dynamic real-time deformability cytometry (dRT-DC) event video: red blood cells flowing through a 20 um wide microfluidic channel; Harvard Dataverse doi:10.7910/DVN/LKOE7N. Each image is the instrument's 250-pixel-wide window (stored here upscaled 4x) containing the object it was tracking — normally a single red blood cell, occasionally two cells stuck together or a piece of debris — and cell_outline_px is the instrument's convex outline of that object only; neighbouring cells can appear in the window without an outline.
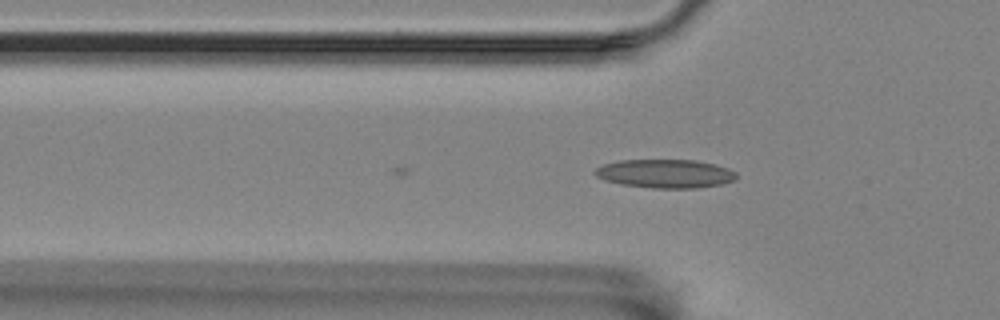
{"species": "Egyptian fruit bat (a non-hibernating species)", "species_latin": "Rousettus aegyptiacus", "temperature_condition": "room temperature", "stored_images_in_passage": 4, "camera_frame_rate_fps": 3000, "um_per_image_px": 0.085, "animal": {"sex": "female"}, "frame": {"image": 1, "passage_image": 4, "time_ms": 1.0, "image_size_px": [1000, 320], "cell_outline_px": [[736, 180], [720, 184], [696, 188], [652, 188], [620, 184], [604, 180], [596, 176], [592, 172], [596, 168], [604, 164], [620, 160], [696, 160], [716, 164], [728, 168], [736, 172]], "centroid_in_image_um": [56.54, 14.76], "position_along_channel_um": 69.3, "area_um2": 23.7}}